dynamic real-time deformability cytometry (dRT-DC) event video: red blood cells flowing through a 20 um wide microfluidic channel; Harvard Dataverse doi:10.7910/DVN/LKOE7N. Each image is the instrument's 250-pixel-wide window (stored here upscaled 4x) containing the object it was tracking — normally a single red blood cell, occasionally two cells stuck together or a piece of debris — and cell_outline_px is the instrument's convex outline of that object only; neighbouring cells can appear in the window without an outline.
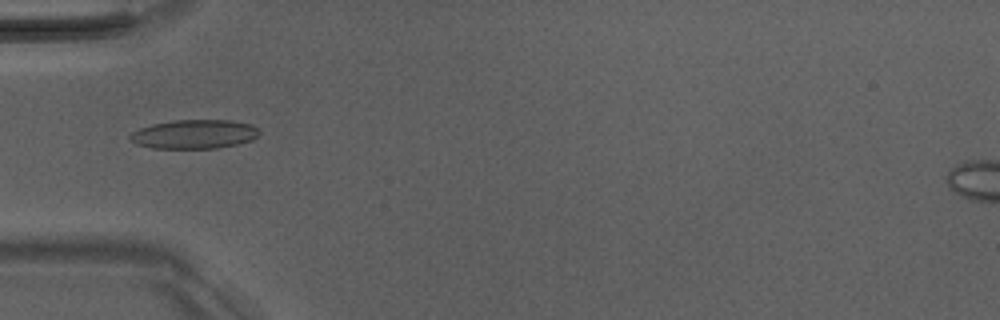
{"species": "Egyptian fruit bat (a non-hibernating species)", "species_latin": "Rousettus aegyptiacus", "temperature_condition": "room temperature", "stored_images_in_passage": 4, "camera_frame_rate_fps": 3000, "um_per_image_px": 0.085, "animal": {"sex": "male"}, "frame": {"image": 1, "passage_image": 1, "time_ms": 0.0, "image_size_px": [1000, 320], "cell_outline_px": [[260, 132], [252, 140], [236, 144], [216, 148], [152, 148], [136, 144], [128, 136], [132, 132], [140, 128], [152, 124], [172, 120], [232, 120], [252, 124]], "centroid_in_image_um": [16.5, 11.4], "position_along_channel_um": 68.5, "area_um2": 21.79}}